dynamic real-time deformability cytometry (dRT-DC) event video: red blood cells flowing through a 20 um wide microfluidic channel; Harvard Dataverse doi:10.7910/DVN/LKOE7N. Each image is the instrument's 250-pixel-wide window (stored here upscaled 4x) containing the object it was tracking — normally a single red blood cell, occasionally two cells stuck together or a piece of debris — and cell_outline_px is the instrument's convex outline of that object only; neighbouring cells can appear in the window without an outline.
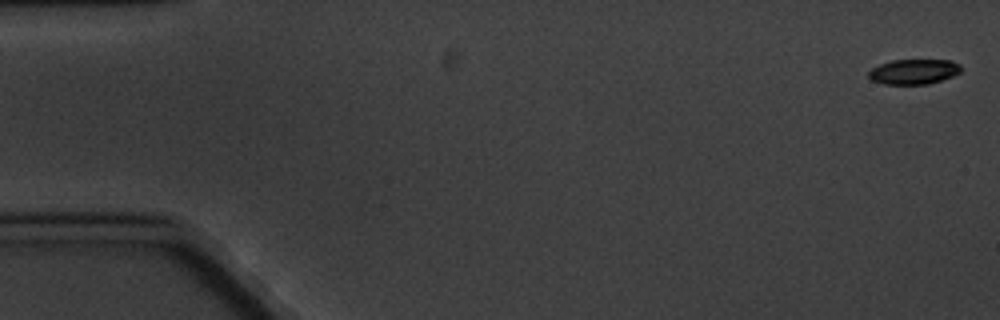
{"species": "common noctule bat (a hibernating species)", "species_latin": "Nyctalus noctula", "temperature_condition": "cold", "stored_images_in_passage": 5, "camera_frame_rate_fps": 3000, "um_per_image_px": 0.085, "animal": {"sex": "male", "body_mass_g": 20.1, "forearm_length_mm": 53.5}, "frame": {"image": 1, "passage_image": 1, "time_ms": 0.0, "image_size_px": [1000, 320], "cell_outline_px": [[960, 72], [952, 76], [928, 84], [884, 84], [872, 80], [868, 76], [868, 72], [872, 68], [880, 64], [892, 60], [952, 60], [960, 64]], "centroid_in_image_um": [77.66, 6.08], "position_along_channel_um": 7.3, "area_um2": 13.41}}
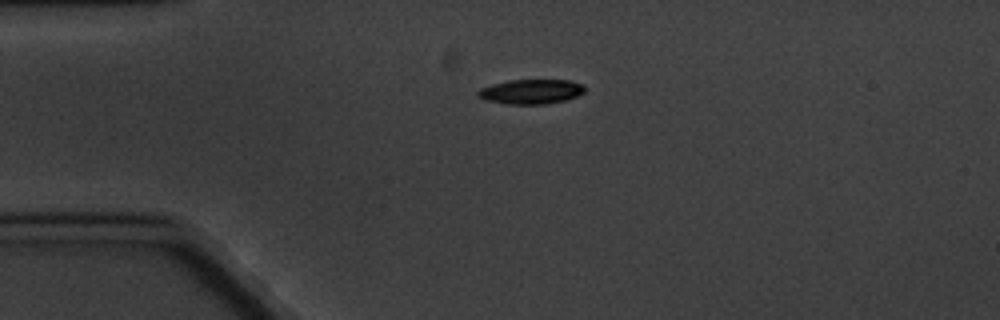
{"frame": {"image": 2, "passage_image": 4, "time_ms": 4.333, "image_size_px": [1000, 320], "cell_outline_px": [[584, 92], [576, 96], [564, 100], [544, 104], [504, 104], [484, 100], [476, 92], [480, 88], [492, 84], [512, 80], [568, 80], [584, 84]], "centroid_in_image_um": [45.12, 7.79], "position_along_channel_um": 39.9, "area_um2": 15.26}}